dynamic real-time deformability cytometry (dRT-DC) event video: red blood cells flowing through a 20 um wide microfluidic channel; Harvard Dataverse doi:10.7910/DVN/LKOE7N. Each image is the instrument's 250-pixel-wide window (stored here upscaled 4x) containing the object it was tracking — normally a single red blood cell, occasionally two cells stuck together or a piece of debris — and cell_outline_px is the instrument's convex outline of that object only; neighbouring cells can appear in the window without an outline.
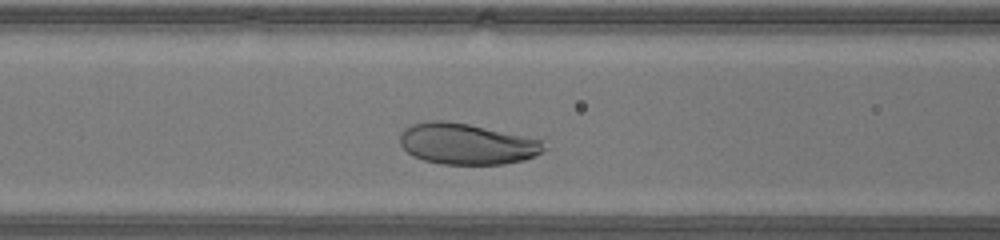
{"species": "human", "species_latin": "Homo sapiens", "temperature_condition": "warm", "stored_images_in_passage": 27, "camera_frame_rate_fps": 3000, "um_per_image_px": 0.085, "donor": {"sex": "male"}, "frame": {"image": 1, "passage_image": 10, "time_ms": 3.0, "image_size_px": [1000, 240], "cell_outline_px": [[548, 148], [544, 152], [524, 160], [504, 164], [440, 164], [424, 160], [412, 156], [400, 144], [400, 136], [404, 128], [412, 124], [432, 120], [444, 120], [468, 124], [524, 136], [540, 140]], "centroid_in_image_um": [39.67, 12.24], "position_along_channel_um": 126.9, "area_um2": 34.39}}
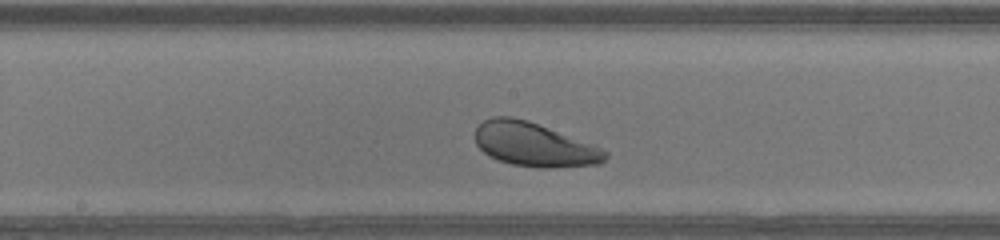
{"frame": {"image": 2, "passage_image": 15, "time_ms": 4.667, "image_size_px": [1000, 240], "cell_outline_px": [[608, 156], [600, 164], [552, 168], [540, 168], [512, 164], [500, 160], [484, 152], [476, 144], [476, 128], [484, 120], [492, 116], [512, 116], [528, 120], [600, 148], [608, 152]], "centroid_in_image_um": [45.39, 12.29], "position_along_channel_um": 202.8, "area_um2": 32.83}}
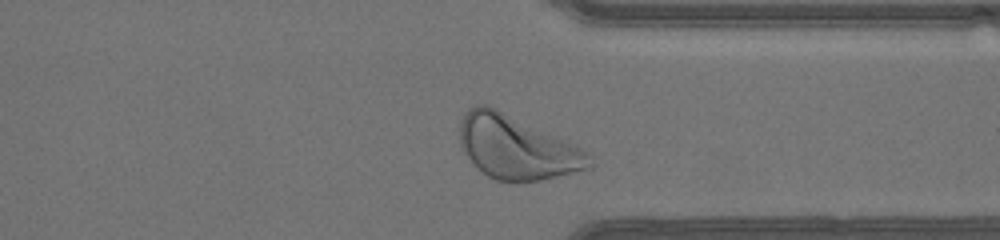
{"frame": {"image": 3, "passage_image": 26, "time_ms": 8.333, "image_size_px": [1000, 240], "cell_outline_px": [[596, 164], [592, 168], [540, 180], [496, 180], [488, 176], [476, 168], [472, 164], [464, 152], [460, 144], [460, 120], [464, 112], [468, 108], [476, 104], [488, 104], [580, 148], [592, 156]], "centroid_in_image_um": [43.89, 12.52], "position_along_channel_um": 367.5, "area_um2": 47.57}}